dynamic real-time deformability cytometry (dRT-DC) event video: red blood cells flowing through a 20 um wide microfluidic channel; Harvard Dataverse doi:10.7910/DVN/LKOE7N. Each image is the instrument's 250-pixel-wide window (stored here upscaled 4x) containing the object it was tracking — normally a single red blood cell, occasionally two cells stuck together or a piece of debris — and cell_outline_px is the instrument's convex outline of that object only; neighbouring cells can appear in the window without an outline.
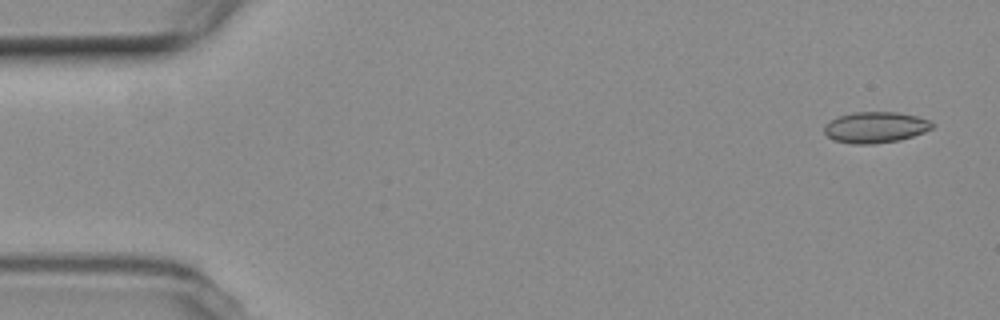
{"species": "common noctule bat (a hibernating species)", "species_latin": "Nyctalus noctula", "temperature_condition": "room temperature", "stored_images_in_passage": 5, "camera_frame_rate_fps": 3000, "um_per_image_px": 0.085, "animal": {"sex": "female", "body_mass_g": 19.3, "forearm_length_mm": 54.1}, "frame": {"image": 1, "passage_image": 1, "time_ms": 0.0, "image_size_px": [1000, 320], "cell_outline_px": [[936, 124], [932, 128], [924, 132], [900, 140], [872, 144], [852, 144], [836, 140], [828, 136], [824, 132], [824, 124], [840, 116], [856, 112], [896, 112], [916, 116], [932, 120]], "centroid_in_image_um": [74.46, 10.82], "position_along_channel_um": 10.5, "area_um2": 19.48}}
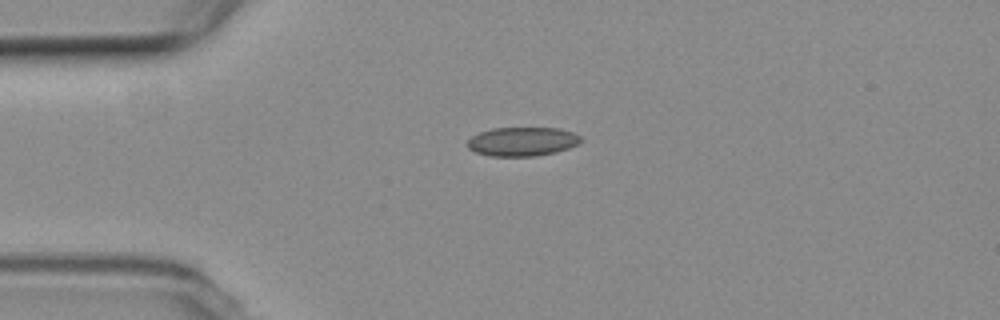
{"frame": {"image": 2, "passage_image": 4, "time_ms": 3.667, "image_size_px": [1000, 320], "cell_outline_px": [[584, 140], [580, 144], [556, 152], [536, 156], [492, 156], [476, 152], [468, 148], [468, 140], [472, 136], [480, 132], [492, 128], [560, 128], [572, 132], [580, 136]], "centroid_in_image_um": [44.44, 12.03], "position_along_channel_um": 40.6, "area_um2": 19.19}}